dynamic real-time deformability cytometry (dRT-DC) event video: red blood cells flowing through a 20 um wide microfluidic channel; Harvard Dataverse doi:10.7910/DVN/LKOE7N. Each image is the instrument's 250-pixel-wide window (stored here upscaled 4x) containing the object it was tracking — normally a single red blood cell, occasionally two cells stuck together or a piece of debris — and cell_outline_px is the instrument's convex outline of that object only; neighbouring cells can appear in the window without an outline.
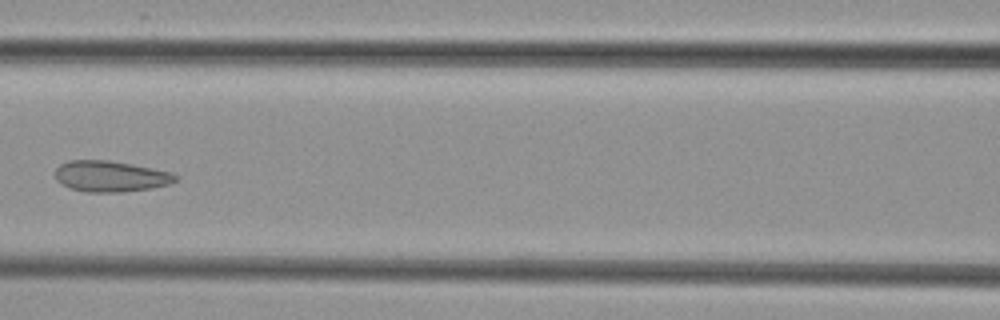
{"species": "common noctule bat (a hibernating species)", "species_latin": "Nyctalus noctula", "temperature_condition": "cold", "stored_images_in_passage": 5, "camera_frame_rate_fps": 3000, "um_per_image_px": 0.085, "animal": {"sex": "female", "body_mass_g": 29.2, "forearm_length_mm": 56.3}, "frame": {"image": 1, "passage_image": 5, "time_ms": 5.667, "image_size_px": [1000, 320], "cell_outline_px": [[180, 176], [176, 180], [168, 184], [152, 188], [124, 192], [84, 192], [72, 188], [56, 180], [56, 168], [60, 164], [68, 160], [112, 160], [172, 172]], "centroid_in_image_um": [9.42, 14.98], "position_along_channel_um": 157.2, "area_um2": 21.79}}